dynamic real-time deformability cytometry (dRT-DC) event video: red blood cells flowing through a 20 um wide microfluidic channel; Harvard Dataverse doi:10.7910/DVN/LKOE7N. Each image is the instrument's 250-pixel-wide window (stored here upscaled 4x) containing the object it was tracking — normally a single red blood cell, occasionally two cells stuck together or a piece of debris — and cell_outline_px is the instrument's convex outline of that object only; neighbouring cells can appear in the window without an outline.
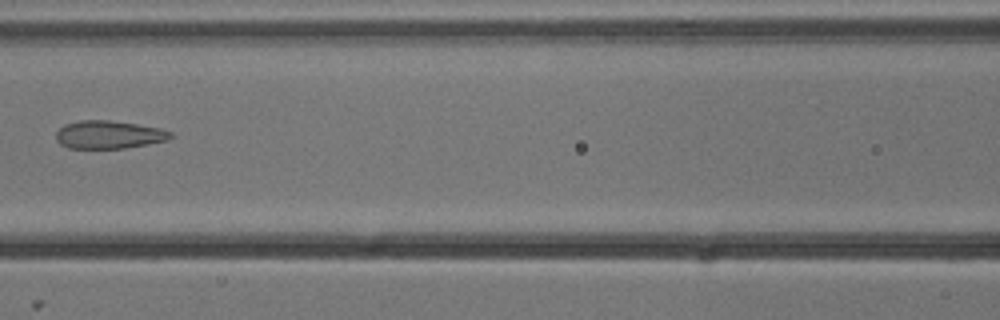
{"species": "common noctule bat (a hibernating species)", "species_latin": "Nyctalus noctula", "temperature_condition": "cold", "stored_images_in_passage": 6, "camera_frame_rate_fps": 3000, "um_per_image_px": 0.085, "animal": {"sex": "male", "body_mass_g": 13.3}, "frame": {"image": 1, "passage_image": 6, "time_ms": 1.667, "image_size_px": [1000, 320], "cell_outline_px": [[172, 136], [168, 140], [148, 144], [124, 148], [68, 148], [60, 144], [56, 140], [56, 132], [64, 124], [80, 120], [108, 120], [136, 124], [160, 128], [172, 132]], "centroid_in_image_um": [9.23, 11.44], "position_along_channel_um": 157.4, "area_um2": 18.67}}